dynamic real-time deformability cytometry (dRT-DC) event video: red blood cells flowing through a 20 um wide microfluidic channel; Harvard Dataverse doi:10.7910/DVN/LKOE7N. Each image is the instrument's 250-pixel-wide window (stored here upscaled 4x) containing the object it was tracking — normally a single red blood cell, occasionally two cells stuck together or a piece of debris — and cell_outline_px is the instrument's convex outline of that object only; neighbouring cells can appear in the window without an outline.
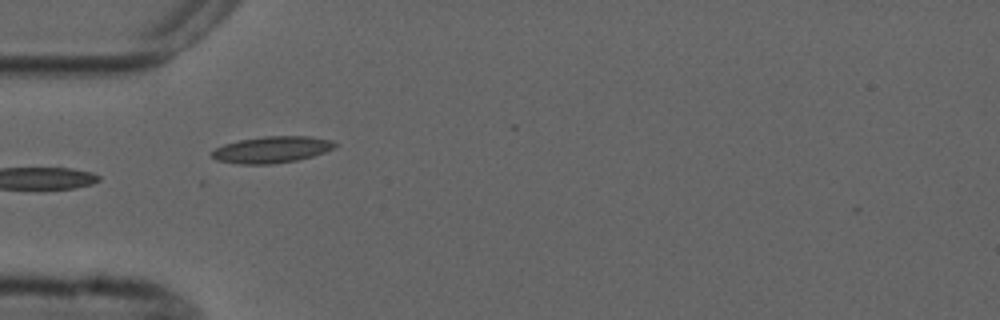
{"species": "common noctule bat (a hibernating species)", "species_latin": "Nyctalus noctula", "temperature_condition": "cold", "stored_images_in_passage": 9, "camera_frame_rate_fps": 3000, "um_per_image_px": 0.085, "animal": {"sex": "male", "forearm_length_mm": 52.5}, "frame": {"image": 1, "passage_image": 6, "time_ms": 5.667, "image_size_px": [1000, 320], "cell_outline_px": [[340, 144], [324, 152], [312, 156], [296, 160], [272, 164], [240, 164], [216, 160], [212, 156], [212, 152], [216, 148], [224, 144], [240, 140], [264, 136], [308, 136], [332, 140]], "centroid_in_image_um": [23.12, 12.71], "position_along_channel_um": 61.9, "area_um2": 18.9}}
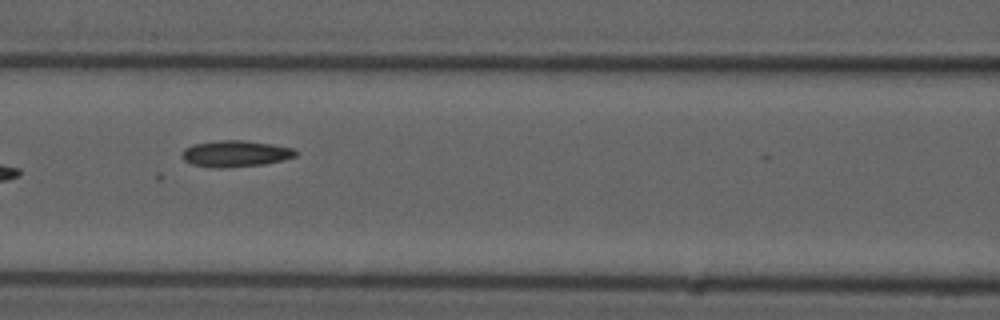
{"frame": {"image": 2, "passage_image": 8, "time_ms": 8.0, "image_size_px": [1000, 320], "cell_outline_px": [[300, 152], [296, 156], [284, 160], [264, 164], [228, 168], [212, 168], [192, 164], [184, 160], [184, 148], [192, 144], [220, 140], [244, 140], [272, 144], [296, 148]], "centroid_in_image_um": [20.08, 13.06], "position_along_channel_um": 146.5, "area_um2": 17.69}}
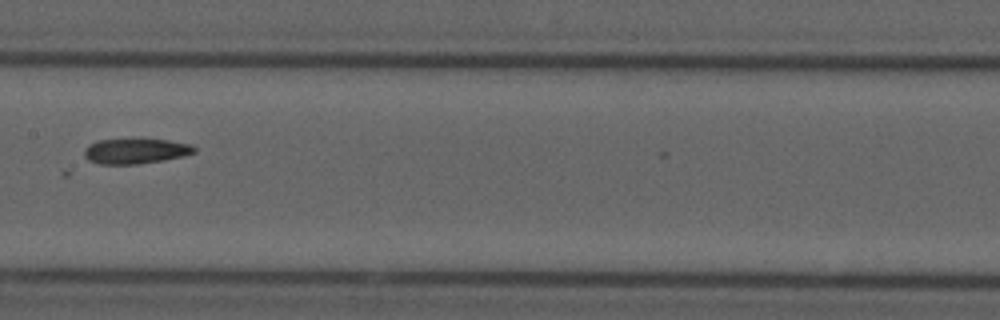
{"frame": {"image": 3, "passage_image": 9, "time_ms": 9.333, "image_size_px": [1000, 320], "cell_outline_px": [[196, 152], [184, 156], [164, 160], [136, 164], [100, 164], [88, 160], [84, 156], [84, 148], [88, 144], [96, 140], [168, 140], [192, 144], [196, 148]], "centroid_in_image_um": [11.52, 12.85], "position_along_channel_um": 195.9, "area_um2": 16.13}}